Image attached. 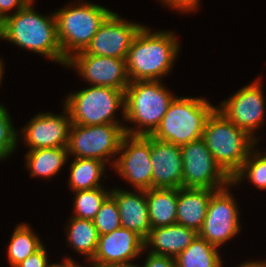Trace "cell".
Instances as JSON below:
<instances>
[{"instance_id": "6da1fadb", "label": "cell", "mask_w": 266, "mask_h": 267, "mask_svg": "<svg viewBox=\"0 0 266 267\" xmlns=\"http://www.w3.org/2000/svg\"><path fill=\"white\" fill-rule=\"evenodd\" d=\"M174 33L151 32L146 26L135 35L126 56L130 82L160 80L167 75L179 53Z\"/></svg>"}, {"instance_id": "7a4b0ae2", "label": "cell", "mask_w": 266, "mask_h": 267, "mask_svg": "<svg viewBox=\"0 0 266 267\" xmlns=\"http://www.w3.org/2000/svg\"><path fill=\"white\" fill-rule=\"evenodd\" d=\"M4 40L59 64H67L57 36L55 14L42 16L35 11L32 2L5 18Z\"/></svg>"}, {"instance_id": "3957f363", "label": "cell", "mask_w": 266, "mask_h": 267, "mask_svg": "<svg viewBox=\"0 0 266 267\" xmlns=\"http://www.w3.org/2000/svg\"><path fill=\"white\" fill-rule=\"evenodd\" d=\"M174 97L160 80L130 82L124 91V120L135 123L138 129L125 126V134L151 136Z\"/></svg>"}, {"instance_id": "277c9868", "label": "cell", "mask_w": 266, "mask_h": 267, "mask_svg": "<svg viewBox=\"0 0 266 267\" xmlns=\"http://www.w3.org/2000/svg\"><path fill=\"white\" fill-rule=\"evenodd\" d=\"M202 139L215 161L231 178L241 168L257 142L216 108L205 122Z\"/></svg>"}, {"instance_id": "5b68a950", "label": "cell", "mask_w": 266, "mask_h": 267, "mask_svg": "<svg viewBox=\"0 0 266 267\" xmlns=\"http://www.w3.org/2000/svg\"><path fill=\"white\" fill-rule=\"evenodd\" d=\"M215 108L204 98L176 96L151 137L177 146L198 140Z\"/></svg>"}, {"instance_id": "8992f818", "label": "cell", "mask_w": 266, "mask_h": 267, "mask_svg": "<svg viewBox=\"0 0 266 267\" xmlns=\"http://www.w3.org/2000/svg\"><path fill=\"white\" fill-rule=\"evenodd\" d=\"M67 5L55 12L57 36L63 57L68 60L84 51L104 21L113 13L94 3Z\"/></svg>"}, {"instance_id": "52a82bcc", "label": "cell", "mask_w": 266, "mask_h": 267, "mask_svg": "<svg viewBox=\"0 0 266 267\" xmlns=\"http://www.w3.org/2000/svg\"><path fill=\"white\" fill-rule=\"evenodd\" d=\"M64 102L73 124H120V121L114 118L119 107H122V118H125L124 91L112 87L92 85L71 93Z\"/></svg>"}, {"instance_id": "ba28073f", "label": "cell", "mask_w": 266, "mask_h": 267, "mask_svg": "<svg viewBox=\"0 0 266 267\" xmlns=\"http://www.w3.org/2000/svg\"><path fill=\"white\" fill-rule=\"evenodd\" d=\"M124 135L121 124L83 126L71 123L67 151L75 158L98 159L106 164L111 156L119 154Z\"/></svg>"}, {"instance_id": "9c48e42d", "label": "cell", "mask_w": 266, "mask_h": 267, "mask_svg": "<svg viewBox=\"0 0 266 267\" xmlns=\"http://www.w3.org/2000/svg\"><path fill=\"white\" fill-rule=\"evenodd\" d=\"M182 187L219 190L233 186L231 177L215 161L202 138L180 146Z\"/></svg>"}, {"instance_id": "30bf717a", "label": "cell", "mask_w": 266, "mask_h": 267, "mask_svg": "<svg viewBox=\"0 0 266 267\" xmlns=\"http://www.w3.org/2000/svg\"><path fill=\"white\" fill-rule=\"evenodd\" d=\"M118 153L119 158L112 161L115 171L135 190L152 188L151 136L125 134Z\"/></svg>"}, {"instance_id": "8fae6325", "label": "cell", "mask_w": 266, "mask_h": 267, "mask_svg": "<svg viewBox=\"0 0 266 267\" xmlns=\"http://www.w3.org/2000/svg\"><path fill=\"white\" fill-rule=\"evenodd\" d=\"M228 187L212 193L203 226L198 232L200 237L218 248L238 235L241 228L238 207Z\"/></svg>"}, {"instance_id": "7c38bea8", "label": "cell", "mask_w": 266, "mask_h": 267, "mask_svg": "<svg viewBox=\"0 0 266 267\" xmlns=\"http://www.w3.org/2000/svg\"><path fill=\"white\" fill-rule=\"evenodd\" d=\"M261 89L260 80L254 81L248 86L239 89L216 108L256 141L258 139L254 137L255 129L262 125L265 117V99Z\"/></svg>"}, {"instance_id": "4fadbf2b", "label": "cell", "mask_w": 266, "mask_h": 267, "mask_svg": "<svg viewBox=\"0 0 266 267\" xmlns=\"http://www.w3.org/2000/svg\"><path fill=\"white\" fill-rule=\"evenodd\" d=\"M66 66L77 72L93 86L112 87L125 91L130 83L126 60L86 54L83 51L67 60Z\"/></svg>"}, {"instance_id": "5bb4252c", "label": "cell", "mask_w": 266, "mask_h": 267, "mask_svg": "<svg viewBox=\"0 0 266 267\" xmlns=\"http://www.w3.org/2000/svg\"><path fill=\"white\" fill-rule=\"evenodd\" d=\"M143 25L132 23L112 13L83 51L86 54L126 59L131 43Z\"/></svg>"}, {"instance_id": "9a60e30c", "label": "cell", "mask_w": 266, "mask_h": 267, "mask_svg": "<svg viewBox=\"0 0 266 267\" xmlns=\"http://www.w3.org/2000/svg\"><path fill=\"white\" fill-rule=\"evenodd\" d=\"M63 113H40L22 128L21 132L23 131L24 141L29 150L67 147L71 119L65 107Z\"/></svg>"}, {"instance_id": "2e32d148", "label": "cell", "mask_w": 266, "mask_h": 267, "mask_svg": "<svg viewBox=\"0 0 266 267\" xmlns=\"http://www.w3.org/2000/svg\"><path fill=\"white\" fill-rule=\"evenodd\" d=\"M144 251V239L135 231L120 227L109 234L100 235L92 266L125 264Z\"/></svg>"}, {"instance_id": "e0dca14e", "label": "cell", "mask_w": 266, "mask_h": 267, "mask_svg": "<svg viewBox=\"0 0 266 267\" xmlns=\"http://www.w3.org/2000/svg\"><path fill=\"white\" fill-rule=\"evenodd\" d=\"M152 188H181L183 160L180 146L151 137Z\"/></svg>"}, {"instance_id": "ac0fdd59", "label": "cell", "mask_w": 266, "mask_h": 267, "mask_svg": "<svg viewBox=\"0 0 266 267\" xmlns=\"http://www.w3.org/2000/svg\"><path fill=\"white\" fill-rule=\"evenodd\" d=\"M110 192L117 202L121 227L135 231L145 239L151 230L146 190H137L139 194L120 189Z\"/></svg>"}, {"instance_id": "d6986e66", "label": "cell", "mask_w": 266, "mask_h": 267, "mask_svg": "<svg viewBox=\"0 0 266 267\" xmlns=\"http://www.w3.org/2000/svg\"><path fill=\"white\" fill-rule=\"evenodd\" d=\"M197 235L195 230L179 224L156 227L144 239V249L152 246L150 253L176 258Z\"/></svg>"}, {"instance_id": "ffe728a7", "label": "cell", "mask_w": 266, "mask_h": 267, "mask_svg": "<svg viewBox=\"0 0 266 267\" xmlns=\"http://www.w3.org/2000/svg\"><path fill=\"white\" fill-rule=\"evenodd\" d=\"M215 190L202 188L178 189L177 224L195 230H201L211 195Z\"/></svg>"}, {"instance_id": "44dd1931", "label": "cell", "mask_w": 266, "mask_h": 267, "mask_svg": "<svg viewBox=\"0 0 266 267\" xmlns=\"http://www.w3.org/2000/svg\"><path fill=\"white\" fill-rule=\"evenodd\" d=\"M151 229L177 224V188H150L146 190Z\"/></svg>"}, {"instance_id": "7402d4cb", "label": "cell", "mask_w": 266, "mask_h": 267, "mask_svg": "<svg viewBox=\"0 0 266 267\" xmlns=\"http://www.w3.org/2000/svg\"><path fill=\"white\" fill-rule=\"evenodd\" d=\"M69 153L67 147L40 148L29 150L26 154V167L30 176L51 178L62 169Z\"/></svg>"}, {"instance_id": "603a6c76", "label": "cell", "mask_w": 266, "mask_h": 267, "mask_svg": "<svg viewBox=\"0 0 266 267\" xmlns=\"http://www.w3.org/2000/svg\"><path fill=\"white\" fill-rule=\"evenodd\" d=\"M69 222L66 227L69 245L91 261L96 253L99 240L93 220L72 217Z\"/></svg>"}, {"instance_id": "cb8c5ba5", "label": "cell", "mask_w": 266, "mask_h": 267, "mask_svg": "<svg viewBox=\"0 0 266 267\" xmlns=\"http://www.w3.org/2000/svg\"><path fill=\"white\" fill-rule=\"evenodd\" d=\"M218 247L197 235L176 258V267H223Z\"/></svg>"}, {"instance_id": "d4e9b609", "label": "cell", "mask_w": 266, "mask_h": 267, "mask_svg": "<svg viewBox=\"0 0 266 267\" xmlns=\"http://www.w3.org/2000/svg\"><path fill=\"white\" fill-rule=\"evenodd\" d=\"M70 164L69 185L73 192L102 187L99 183L105 163L98 159L74 158Z\"/></svg>"}, {"instance_id": "484cf974", "label": "cell", "mask_w": 266, "mask_h": 267, "mask_svg": "<svg viewBox=\"0 0 266 267\" xmlns=\"http://www.w3.org/2000/svg\"><path fill=\"white\" fill-rule=\"evenodd\" d=\"M27 224H18L12 233L8 245V260L11 267H16L26 258L39 250L43 244Z\"/></svg>"}, {"instance_id": "4316f807", "label": "cell", "mask_w": 266, "mask_h": 267, "mask_svg": "<svg viewBox=\"0 0 266 267\" xmlns=\"http://www.w3.org/2000/svg\"><path fill=\"white\" fill-rule=\"evenodd\" d=\"M111 195L103 187L75 191L73 217L93 220L104 201Z\"/></svg>"}, {"instance_id": "83f0119b", "label": "cell", "mask_w": 266, "mask_h": 267, "mask_svg": "<svg viewBox=\"0 0 266 267\" xmlns=\"http://www.w3.org/2000/svg\"><path fill=\"white\" fill-rule=\"evenodd\" d=\"M245 177L259 189H266L265 153L251 151L241 168L232 176V184L237 185Z\"/></svg>"}, {"instance_id": "f1b7e54d", "label": "cell", "mask_w": 266, "mask_h": 267, "mask_svg": "<svg viewBox=\"0 0 266 267\" xmlns=\"http://www.w3.org/2000/svg\"><path fill=\"white\" fill-rule=\"evenodd\" d=\"M93 223L99 236L109 234L121 227V219L117 202L111 195L102 204L93 219Z\"/></svg>"}, {"instance_id": "f546056e", "label": "cell", "mask_w": 266, "mask_h": 267, "mask_svg": "<svg viewBox=\"0 0 266 267\" xmlns=\"http://www.w3.org/2000/svg\"><path fill=\"white\" fill-rule=\"evenodd\" d=\"M5 106L0 104V159L3 161L17 147L18 131L13 128L12 120Z\"/></svg>"}, {"instance_id": "4dcf8cb0", "label": "cell", "mask_w": 266, "mask_h": 267, "mask_svg": "<svg viewBox=\"0 0 266 267\" xmlns=\"http://www.w3.org/2000/svg\"><path fill=\"white\" fill-rule=\"evenodd\" d=\"M48 256L44 245L26 258L23 262L16 267H48Z\"/></svg>"}, {"instance_id": "1f68e13d", "label": "cell", "mask_w": 266, "mask_h": 267, "mask_svg": "<svg viewBox=\"0 0 266 267\" xmlns=\"http://www.w3.org/2000/svg\"><path fill=\"white\" fill-rule=\"evenodd\" d=\"M147 255L144 266L142 267H176L175 258L173 257L153 254L150 252Z\"/></svg>"}, {"instance_id": "d6a6232c", "label": "cell", "mask_w": 266, "mask_h": 267, "mask_svg": "<svg viewBox=\"0 0 266 267\" xmlns=\"http://www.w3.org/2000/svg\"><path fill=\"white\" fill-rule=\"evenodd\" d=\"M165 5L170 6L173 10L176 9L179 12H191L197 10L198 2L200 0H161Z\"/></svg>"}, {"instance_id": "836d02e7", "label": "cell", "mask_w": 266, "mask_h": 267, "mask_svg": "<svg viewBox=\"0 0 266 267\" xmlns=\"http://www.w3.org/2000/svg\"><path fill=\"white\" fill-rule=\"evenodd\" d=\"M29 3L28 0H0V14L6 18L10 14L9 11L16 8V12L25 7Z\"/></svg>"}, {"instance_id": "e575fe53", "label": "cell", "mask_w": 266, "mask_h": 267, "mask_svg": "<svg viewBox=\"0 0 266 267\" xmlns=\"http://www.w3.org/2000/svg\"><path fill=\"white\" fill-rule=\"evenodd\" d=\"M63 263H58V264H49L48 267H83L80 265H76L75 261L73 259H71V257H65V259L63 260ZM86 267V266H85Z\"/></svg>"}, {"instance_id": "d590c367", "label": "cell", "mask_w": 266, "mask_h": 267, "mask_svg": "<svg viewBox=\"0 0 266 267\" xmlns=\"http://www.w3.org/2000/svg\"><path fill=\"white\" fill-rule=\"evenodd\" d=\"M238 267H266V261H251L240 264Z\"/></svg>"}, {"instance_id": "8d00e7d4", "label": "cell", "mask_w": 266, "mask_h": 267, "mask_svg": "<svg viewBox=\"0 0 266 267\" xmlns=\"http://www.w3.org/2000/svg\"><path fill=\"white\" fill-rule=\"evenodd\" d=\"M91 267H138V265H133L132 263H125V264L99 265V266H91Z\"/></svg>"}, {"instance_id": "74e56055", "label": "cell", "mask_w": 266, "mask_h": 267, "mask_svg": "<svg viewBox=\"0 0 266 267\" xmlns=\"http://www.w3.org/2000/svg\"><path fill=\"white\" fill-rule=\"evenodd\" d=\"M5 35V18L0 14V38L4 39Z\"/></svg>"}, {"instance_id": "f35d334b", "label": "cell", "mask_w": 266, "mask_h": 267, "mask_svg": "<svg viewBox=\"0 0 266 267\" xmlns=\"http://www.w3.org/2000/svg\"><path fill=\"white\" fill-rule=\"evenodd\" d=\"M3 63H2V60L0 59V84H1V79L3 78L2 76H3V72H4V70H3Z\"/></svg>"}]
</instances>
